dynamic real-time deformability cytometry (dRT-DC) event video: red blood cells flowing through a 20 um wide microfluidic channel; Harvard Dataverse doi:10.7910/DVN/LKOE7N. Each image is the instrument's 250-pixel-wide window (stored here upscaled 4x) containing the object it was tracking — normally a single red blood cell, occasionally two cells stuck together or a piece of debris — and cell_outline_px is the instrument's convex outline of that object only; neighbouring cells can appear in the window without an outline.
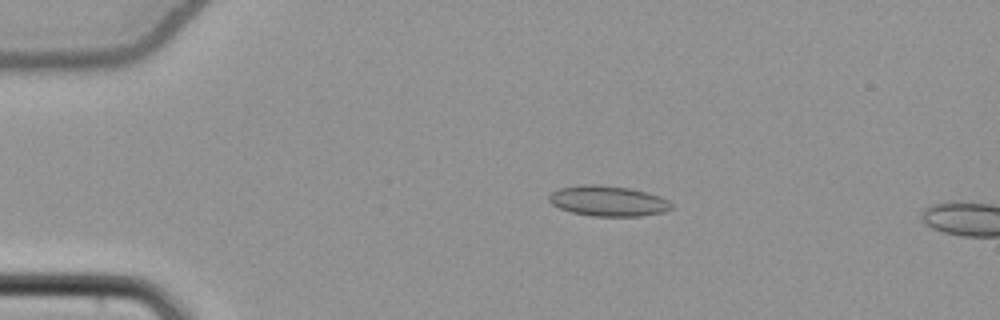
{"species": "common noctule bat (a hibernating species)", "species_latin": "Nyctalus noctula", "temperature_condition": "cold", "stored_images_in_passage": 16, "camera_frame_rate_fps": 3000, "um_per_image_px": 0.085, "animal": {"sex": "female", "body_mass_g": 22.7, "forearm_length_mm": 54.2}, "frame": {"image": 1, "passage_image": 12, "time_ms": 3.667, "image_size_px": [1000, 320], "cell_outline_px": [[672, 208], [664, 212], [640, 216], [592, 216], [572, 212], [560, 208], [552, 204], [548, 200], [548, 196], [552, 192], [560, 188], [580, 184], [596, 184], [628, 188], [648, 192], [660, 196], [668, 200], [672, 204]], "centroid_in_image_um": [51.69, 17.08], "position_along_channel_um": 33.3, "area_um2": 21.73}}